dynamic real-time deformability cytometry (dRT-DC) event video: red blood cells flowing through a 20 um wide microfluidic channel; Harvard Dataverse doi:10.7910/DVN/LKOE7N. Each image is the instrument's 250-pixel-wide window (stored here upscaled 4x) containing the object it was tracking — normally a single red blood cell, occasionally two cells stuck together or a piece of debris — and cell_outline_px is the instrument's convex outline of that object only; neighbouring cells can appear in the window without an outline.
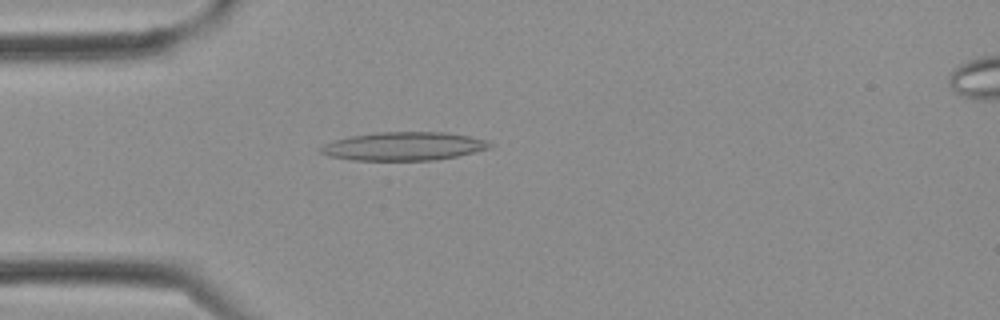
{"species": "Egyptian fruit bat (a non-hibernating species)", "species_latin": "Rousettus aegyptiacus", "temperature_condition": "cold", "stored_images_in_passage": 2, "camera_frame_rate_fps": 3000, "um_per_image_px": 0.085, "frame": {"image": 1, "passage_image": 1, "time_ms": 0.0, "image_size_px": [1000, 320], "cell_outline_px": [[492, 144], [488, 148], [476, 152], [436, 160], [352, 160], [328, 156], [320, 152], [320, 148], [324, 144], [336, 140], [352, 136], [376, 132], [444, 132], [468, 136], [488, 140]], "centroid_in_image_um": [34.33, 12.43], "position_along_channel_um": 50.7, "area_um2": 27.86}}